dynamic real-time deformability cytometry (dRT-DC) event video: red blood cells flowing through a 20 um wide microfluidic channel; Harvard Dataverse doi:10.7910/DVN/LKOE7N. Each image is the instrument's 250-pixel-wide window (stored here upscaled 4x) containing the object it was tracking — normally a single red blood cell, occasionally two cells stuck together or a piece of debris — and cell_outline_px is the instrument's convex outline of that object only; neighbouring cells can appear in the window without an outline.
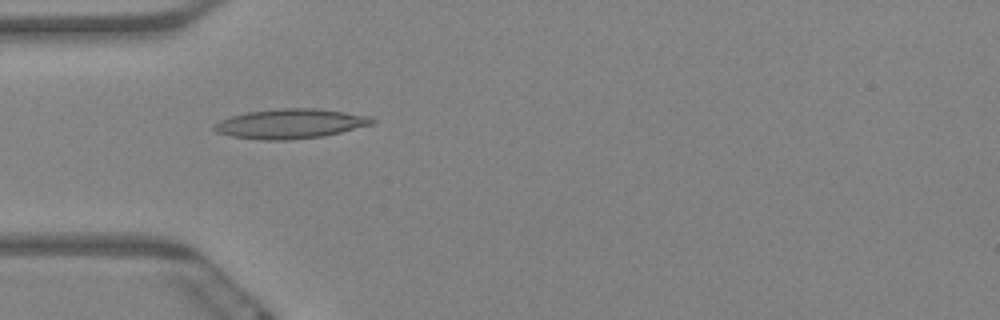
{"species": "Egyptian fruit bat (a non-hibernating species)", "species_latin": "Rousettus aegyptiacus", "temperature_condition": "warm", "stored_images_in_passage": 43, "camera_frame_rate_fps": 3000, "um_per_image_px": 0.085, "animal": {"sex": "female"}, "frame": {"image": 1, "passage_image": 1, "time_ms": 0.0, "image_size_px": [1000, 320], "cell_outline_px": [[376, 120], [372, 124], [324, 136], [288, 140], [260, 140], [232, 136], [216, 132], [212, 128], [212, 124], [220, 120], [232, 116], [248, 112], [280, 108], [316, 108], [372, 116]], "centroid_in_image_um": [24.67, 10.51], "position_along_channel_um": 60.3, "area_um2": 27.28}}
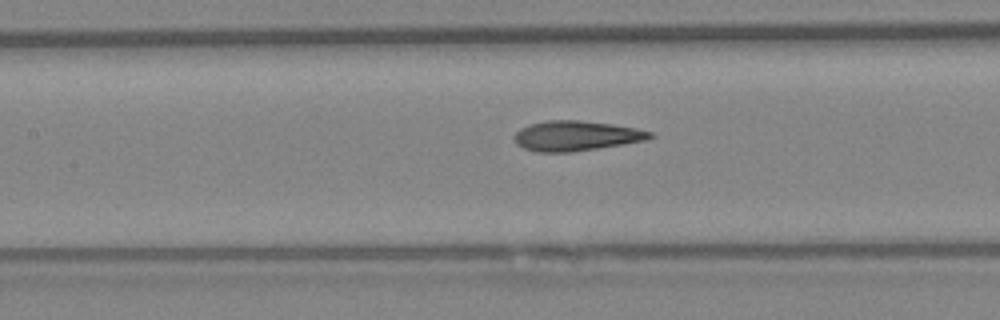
{"frame": {"image": 2, "passage_image": 10, "time_ms": 3.0, "image_size_px": [1000, 320], "cell_outline_px": [[656, 136], [648, 140], [624, 144], [572, 152], [536, 152], [524, 148], [516, 144], [512, 136], [520, 128], [528, 124], [548, 120], [580, 120], [612, 124], [636, 128], [652, 132]], "centroid_in_image_um": [48.96, 11.54], "position_along_channel_um": 158.4, "area_um2": 23.99}}
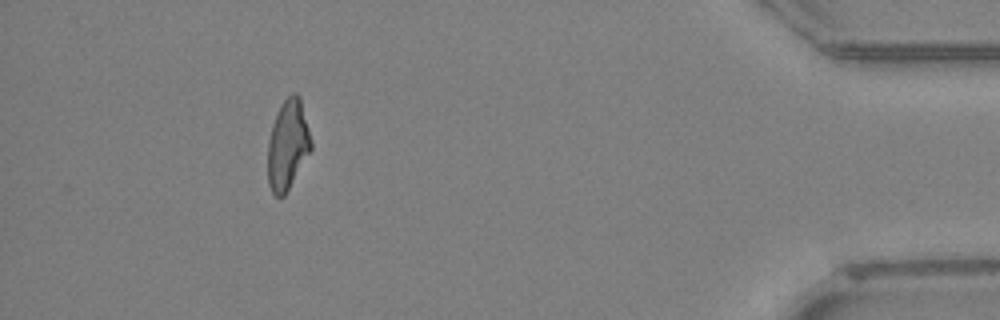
{"frame": {"image": 3, "passage_image": 38, "time_ms": 12.333, "image_size_px": [1000, 320], "cell_outline_px": [[312, 148], [284, 196], [276, 196], [272, 192], [268, 184], [268, 140], [272, 124], [280, 104], [292, 92], [296, 92], [300, 96], [312, 140]], "centroid_in_image_um": [24.46, 12.27], "position_along_channel_um": 410.7, "area_um2": 22.66}, "authors_computed_cell_mechanics": {"area_um2": 23.12, "velocity_mm_per_s": 3.3396, "shape_relaxation_time_tau1_ms": null, "shape_relaxation_time_tau2_ms": 2.2249, "deformation_change_tau1": null, "deformation_change_tau2": 0.1027}}